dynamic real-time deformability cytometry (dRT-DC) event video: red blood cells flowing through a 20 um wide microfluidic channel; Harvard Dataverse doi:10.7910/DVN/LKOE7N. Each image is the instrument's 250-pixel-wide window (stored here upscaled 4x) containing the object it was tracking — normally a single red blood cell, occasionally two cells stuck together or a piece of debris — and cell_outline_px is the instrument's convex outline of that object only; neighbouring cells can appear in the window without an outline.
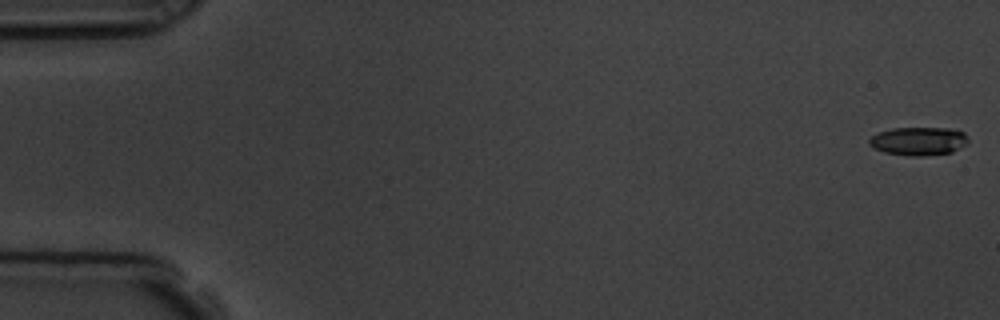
{"species": "common noctule bat (a hibernating species)", "species_latin": "Nyctalus noctula", "temperature_condition": "room temperature", "stored_images_in_passage": 54, "camera_frame_rate_fps": 3000, "um_per_image_px": 0.085, "animal": {"sex": "male", "body_mass_g": 19.5, "forearm_length_mm": 54.6}, "frame": {"image": 1, "passage_image": 1, "time_ms": 0.0, "image_size_px": [1000, 320], "cell_outline_px": [[968, 140], [960, 148], [952, 152], [920, 156], [912, 156], [884, 152], [872, 148], [868, 144], [868, 140], [876, 132], [892, 128], [948, 128], [964, 132], [968, 136]], "centroid_in_image_um": [78.04, 11.99], "position_along_channel_um": 7.0, "area_um2": 16.42}}
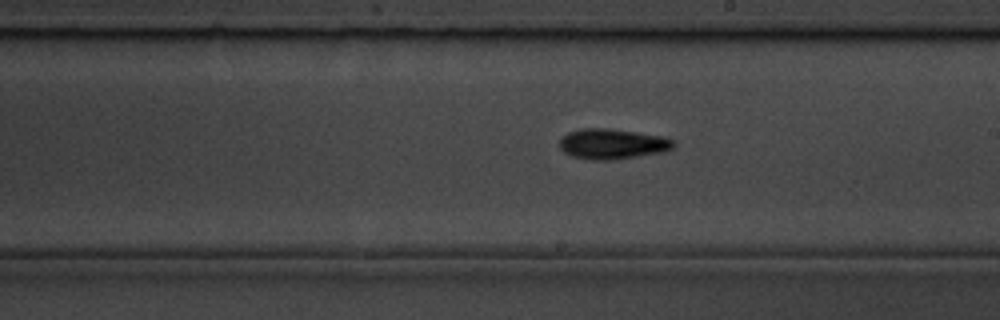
{"frame": {"image": 2, "passage_image": 31, "time_ms": 10.0, "image_size_px": [1000, 320], "cell_outline_px": [[676, 144], [672, 148], [664, 152], [612, 160], [592, 160], [572, 156], [564, 152], [560, 148], [560, 140], [568, 132], [580, 128], [608, 128], [664, 136], [676, 140]], "centroid_in_image_um": [52.09, 12.23], "position_along_channel_um": 236.9, "area_um2": 20.29}}
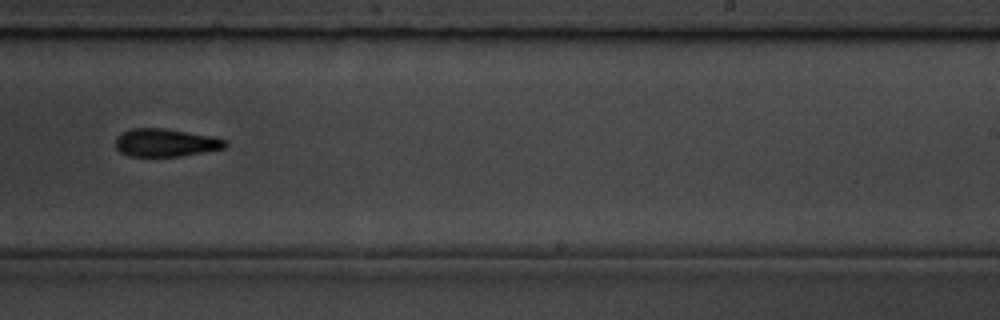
{"frame": {"image": 3, "passage_image": 34, "time_ms": 11.0, "image_size_px": [1000, 320], "cell_outline_px": [[228, 144], [224, 148], [180, 156], [128, 156], [120, 152], [116, 148], [116, 136], [132, 128], [164, 128], [216, 136], [228, 140]], "centroid_in_image_um": [14.11, 12.12], "position_along_channel_um": 274.9, "area_um2": 17.98}, "authors_computed_cell_mechanics": {"area_um2": 17.5134, "velocity_mm_per_s": 3.8182, "shape_relaxation_time_tau1_ms": 2.974, "shape_relaxation_time_tau2_ms": 8.4944, "deformation_change_tau1": 0.1106, "deformation_change_tau2": 0.1978}}